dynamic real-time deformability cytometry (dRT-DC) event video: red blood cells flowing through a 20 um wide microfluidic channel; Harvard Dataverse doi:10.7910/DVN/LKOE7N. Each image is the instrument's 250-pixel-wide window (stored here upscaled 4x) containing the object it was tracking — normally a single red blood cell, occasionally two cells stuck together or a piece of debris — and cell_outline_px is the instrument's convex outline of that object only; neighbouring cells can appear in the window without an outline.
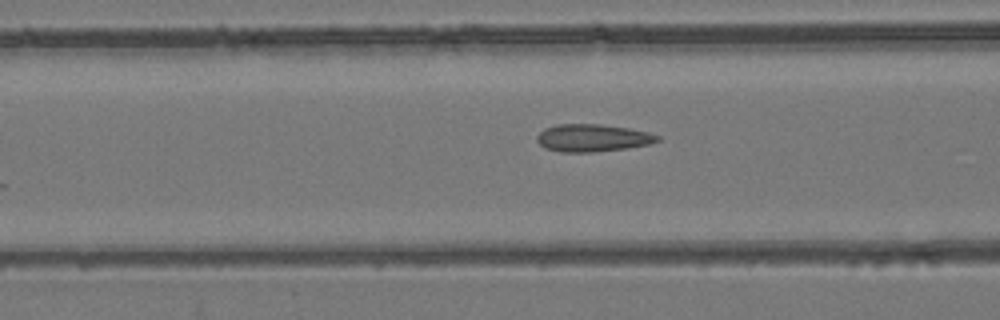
{"species": "common noctule bat (a hibernating species)", "species_latin": "Nyctalus noctula", "temperature_condition": "room temperature", "stored_images_in_passage": 27, "camera_frame_rate_fps": 3000, "um_per_image_px": 0.085, "animal": {"sex": "female", "body_mass_g": 24.6, "forearm_length_mm": 56.2}, "frame": {"image": 1, "passage_image": 22, "time_ms": 7.0, "image_size_px": [1000, 320], "cell_outline_px": [[660, 140], [648, 144], [628, 148], [592, 152], [560, 152], [544, 148], [536, 140], [536, 136], [544, 128], [556, 124], [600, 124], [628, 128], [648, 132], [660, 136]], "centroid_in_image_um": [50.34, 11.72], "position_along_channel_um": 116.3, "area_um2": 19.36}}
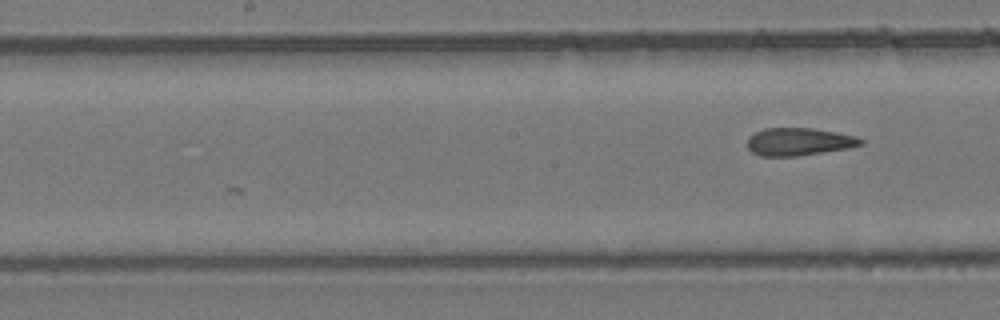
{"frame": {"image": 2, "passage_image": 27, "time_ms": 8.667, "image_size_px": [1000, 320], "cell_outline_px": [[864, 144], [848, 148], [796, 156], [760, 156], [752, 152], [748, 148], [748, 136], [764, 128], [812, 128], [836, 132], [856, 136], [864, 140]], "centroid_in_image_um": [67.9, 12.04], "position_along_channel_um": 180.3, "area_um2": 18.26}}